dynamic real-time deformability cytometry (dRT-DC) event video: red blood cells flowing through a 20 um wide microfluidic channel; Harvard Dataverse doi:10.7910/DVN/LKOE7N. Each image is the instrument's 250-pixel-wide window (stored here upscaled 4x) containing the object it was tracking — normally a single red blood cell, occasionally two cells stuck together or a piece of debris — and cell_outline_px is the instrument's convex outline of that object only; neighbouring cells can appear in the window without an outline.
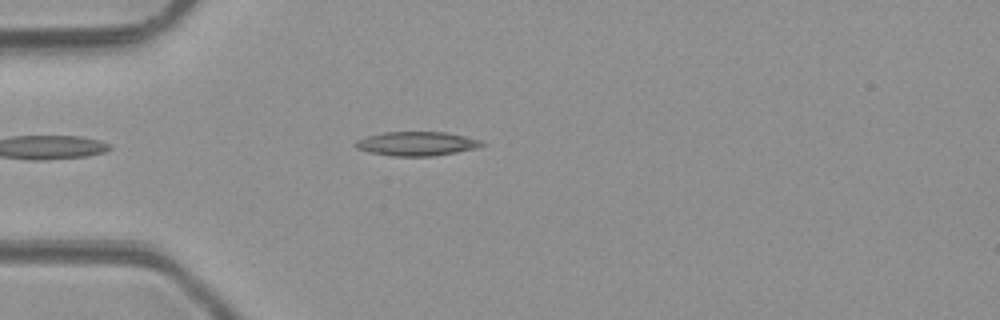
{"species": "common noctule bat (a hibernating species)", "species_latin": "Nyctalus noctula", "temperature_condition": "room temperature", "stored_images_in_passage": 2, "camera_frame_rate_fps": 3000, "um_per_image_px": 0.085, "animal": {"sex": "male", "body_mass_g": 23.1, "forearm_length_mm": 52.7}, "frame": {"image": 1, "passage_image": 1, "time_ms": 0.0, "image_size_px": [1000, 320], "cell_outline_px": [[488, 144], [476, 148], [456, 152], [432, 156], [392, 156], [368, 152], [356, 148], [352, 144], [356, 140], [368, 136], [384, 132], [444, 132], [464, 136], [480, 140]], "centroid_in_image_um": [35.39, 12.21], "position_along_channel_um": 49.6, "area_um2": 17.74}}